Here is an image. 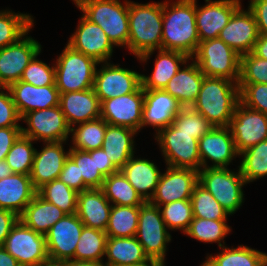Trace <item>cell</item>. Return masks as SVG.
I'll return each mask as SVG.
<instances>
[{
	"mask_svg": "<svg viewBox=\"0 0 267 266\" xmlns=\"http://www.w3.org/2000/svg\"><path fill=\"white\" fill-rule=\"evenodd\" d=\"M129 40L127 48L142 62L162 49L163 2L139 4L128 1Z\"/></svg>",
	"mask_w": 267,
	"mask_h": 266,
	"instance_id": "obj_1",
	"label": "cell"
},
{
	"mask_svg": "<svg viewBox=\"0 0 267 266\" xmlns=\"http://www.w3.org/2000/svg\"><path fill=\"white\" fill-rule=\"evenodd\" d=\"M196 0L163 3L162 49L191 58L200 43L196 26ZM170 6V8H169Z\"/></svg>",
	"mask_w": 267,
	"mask_h": 266,
	"instance_id": "obj_2",
	"label": "cell"
},
{
	"mask_svg": "<svg viewBox=\"0 0 267 266\" xmlns=\"http://www.w3.org/2000/svg\"><path fill=\"white\" fill-rule=\"evenodd\" d=\"M240 102L238 83L225 78L204 77L198 98L191 106L214 127L229 126Z\"/></svg>",
	"mask_w": 267,
	"mask_h": 266,
	"instance_id": "obj_3",
	"label": "cell"
},
{
	"mask_svg": "<svg viewBox=\"0 0 267 266\" xmlns=\"http://www.w3.org/2000/svg\"><path fill=\"white\" fill-rule=\"evenodd\" d=\"M83 15L99 25L113 45L125 46L129 40L128 1L73 0Z\"/></svg>",
	"mask_w": 267,
	"mask_h": 266,
	"instance_id": "obj_4",
	"label": "cell"
},
{
	"mask_svg": "<svg viewBox=\"0 0 267 266\" xmlns=\"http://www.w3.org/2000/svg\"><path fill=\"white\" fill-rule=\"evenodd\" d=\"M97 64L100 63L67 44L54 65L59 94L93 88Z\"/></svg>",
	"mask_w": 267,
	"mask_h": 266,
	"instance_id": "obj_5",
	"label": "cell"
},
{
	"mask_svg": "<svg viewBox=\"0 0 267 266\" xmlns=\"http://www.w3.org/2000/svg\"><path fill=\"white\" fill-rule=\"evenodd\" d=\"M191 59L207 77L239 82L241 56L219 38L200 41Z\"/></svg>",
	"mask_w": 267,
	"mask_h": 266,
	"instance_id": "obj_6",
	"label": "cell"
},
{
	"mask_svg": "<svg viewBox=\"0 0 267 266\" xmlns=\"http://www.w3.org/2000/svg\"><path fill=\"white\" fill-rule=\"evenodd\" d=\"M198 182L231 215L243 203V185L247 184L240 170L233 172L228 168H202L198 172Z\"/></svg>",
	"mask_w": 267,
	"mask_h": 266,
	"instance_id": "obj_7",
	"label": "cell"
},
{
	"mask_svg": "<svg viewBox=\"0 0 267 266\" xmlns=\"http://www.w3.org/2000/svg\"><path fill=\"white\" fill-rule=\"evenodd\" d=\"M158 206L149 201L140 206L136 238L142 245L144 253L151 260L164 263L166 244L171 241Z\"/></svg>",
	"mask_w": 267,
	"mask_h": 266,
	"instance_id": "obj_8",
	"label": "cell"
},
{
	"mask_svg": "<svg viewBox=\"0 0 267 266\" xmlns=\"http://www.w3.org/2000/svg\"><path fill=\"white\" fill-rule=\"evenodd\" d=\"M167 166L201 170L198 140L187 132H178L172 125L156 133Z\"/></svg>",
	"mask_w": 267,
	"mask_h": 266,
	"instance_id": "obj_9",
	"label": "cell"
},
{
	"mask_svg": "<svg viewBox=\"0 0 267 266\" xmlns=\"http://www.w3.org/2000/svg\"><path fill=\"white\" fill-rule=\"evenodd\" d=\"M3 248L20 266H41L48 259L46 236L35 232L21 220L11 229Z\"/></svg>",
	"mask_w": 267,
	"mask_h": 266,
	"instance_id": "obj_10",
	"label": "cell"
},
{
	"mask_svg": "<svg viewBox=\"0 0 267 266\" xmlns=\"http://www.w3.org/2000/svg\"><path fill=\"white\" fill-rule=\"evenodd\" d=\"M21 119L28 125V128H21L22 135L34 141L65 142L71 133V127L59 105L30 111Z\"/></svg>",
	"mask_w": 267,
	"mask_h": 266,
	"instance_id": "obj_11",
	"label": "cell"
},
{
	"mask_svg": "<svg viewBox=\"0 0 267 266\" xmlns=\"http://www.w3.org/2000/svg\"><path fill=\"white\" fill-rule=\"evenodd\" d=\"M228 127L239 154L267 140V114L248 108L241 102L237 105Z\"/></svg>",
	"mask_w": 267,
	"mask_h": 266,
	"instance_id": "obj_12",
	"label": "cell"
},
{
	"mask_svg": "<svg viewBox=\"0 0 267 266\" xmlns=\"http://www.w3.org/2000/svg\"><path fill=\"white\" fill-rule=\"evenodd\" d=\"M144 102V89L140 86L135 92L106 99L100 105V117L109 125L141 129Z\"/></svg>",
	"mask_w": 267,
	"mask_h": 266,
	"instance_id": "obj_13",
	"label": "cell"
},
{
	"mask_svg": "<svg viewBox=\"0 0 267 266\" xmlns=\"http://www.w3.org/2000/svg\"><path fill=\"white\" fill-rule=\"evenodd\" d=\"M41 48L38 41L27 36L0 49V87L20 81L23 71L41 53Z\"/></svg>",
	"mask_w": 267,
	"mask_h": 266,
	"instance_id": "obj_14",
	"label": "cell"
},
{
	"mask_svg": "<svg viewBox=\"0 0 267 266\" xmlns=\"http://www.w3.org/2000/svg\"><path fill=\"white\" fill-rule=\"evenodd\" d=\"M141 86V74L119 65L104 62L96 69L93 89L100 103L106 99L135 92Z\"/></svg>",
	"mask_w": 267,
	"mask_h": 266,
	"instance_id": "obj_15",
	"label": "cell"
},
{
	"mask_svg": "<svg viewBox=\"0 0 267 266\" xmlns=\"http://www.w3.org/2000/svg\"><path fill=\"white\" fill-rule=\"evenodd\" d=\"M83 227L84 224L76 213L66 214L58 220L45 235L48 259L61 261L72 259Z\"/></svg>",
	"mask_w": 267,
	"mask_h": 266,
	"instance_id": "obj_16",
	"label": "cell"
},
{
	"mask_svg": "<svg viewBox=\"0 0 267 266\" xmlns=\"http://www.w3.org/2000/svg\"><path fill=\"white\" fill-rule=\"evenodd\" d=\"M198 183V171L189 168L167 166L161 174L150 203L161 206L179 200H190L193 189Z\"/></svg>",
	"mask_w": 267,
	"mask_h": 266,
	"instance_id": "obj_17",
	"label": "cell"
},
{
	"mask_svg": "<svg viewBox=\"0 0 267 266\" xmlns=\"http://www.w3.org/2000/svg\"><path fill=\"white\" fill-rule=\"evenodd\" d=\"M259 31L251 10L234 11L227 25L220 31L218 38L235 50L240 56L253 51L258 40Z\"/></svg>",
	"mask_w": 267,
	"mask_h": 266,
	"instance_id": "obj_18",
	"label": "cell"
},
{
	"mask_svg": "<svg viewBox=\"0 0 267 266\" xmlns=\"http://www.w3.org/2000/svg\"><path fill=\"white\" fill-rule=\"evenodd\" d=\"M198 148L203 168H227V165L239 155L230 129L226 127H214L209 133L204 134L198 140ZM207 159L213 165H207Z\"/></svg>",
	"mask_w": 267,
	"mask_h": 266,
	"instance_id": "obj_19",
	"label": "cell"
},
{
	"mask_svg": "<svg viewBox=\"0 0 267 266\" xmlns=\"http://www.w3.org/2000/svg\"><path fill=\"white\" fill-rule=\"evenodd\" d=\"M67 44L98 63L107 62L111 58L114 46L103 29L84 15Z\"/></svg>",
	"mask_w": 267,
	"mask_h": 266,
	"instance_id": "obj_20",
	"label": "cell"
},
{
	"mask_svg": "<svg viewBox=\"0 0 267 266\" xmlns=\"http://www.w3.org/2000/svg\"><path fill=\"white\" fill-rule=\"evenodd\" d=\"M205 6L196 4V26L199 40L218 38L234 11L241 5L240 0H205Z\"/></svg>",
	"mask_w": 267,
	"mask_h": 266,
	"instance_id": "obj_21",
	"label": "cell"
},
{
	"mask_svg": "<svg viewBox=\"0 0 267 266\" xmlns=\"http://www.w3.org/2000/svg\"><path fill=\"white\" fill-rule=\"evenodd\" d=\"M8 89L21 118L30 111L59 105L60 94L55 85L38 87L18 81L11 84Z\"/></svg>",
	"mask_w": 267,
	"mask_h": 266,
	"instance_id": "obj_22",
	"label": "cell"
},
{
	"mask_svg": "<svg viewBox=\"0 0 267 266\" xmlns=\"http://www.w3.org/2000/svg\"><path fill=\"white\" fill-rule=\"evenodd\" d=\"M182 106L165 90L144 89L141 128L150 125L157 132L172 124Z\"/></svg>",
	"mask_w": 267,
	"mask_h": 266,
	"instance_id": "obj_23",
	"label": "cell"
},
{
	"mask_svg": "<svg viewBox=\"0 0 267 266\" xmlns=\"http://www.w3.org/2000/svg\"><path fill=\"white\" fill-rule=\"evenodd\" d=\"M63 143V141L45 142L41 152L35 150L30 178L36 190L58 179L69 156V151L64 152Z\"/></svg>",
	"mask_w": 267,
	"mask_h": 266,
	"instance_id": "obj_24",
	"label": "cell"
},
{
	"mask_svg": "<svg viewBox=\"0 0 267 266\" xmlns=\"http://www.w3.org/2000/svg\"><path fill=\"white\" fill-rule=\"evenodd\" d=\"M100 105L93 88L61 93L59 96V106L71 128L76 124L99 118Z\"/></svg>",
	"mask_w": 267,
	"mask_h": 266,
	"instance_id": "obj_25",
	"label": "cell"
},
{
	"mask_svg": "<svg viewBox=\"0 0 267 266\" xmlns=\"http://www.w3.org/2000/svg\"><path fill=\"white\" fill-rule=\"evenodd\" d=\"M37 190L30 175L12 173L0 180V208L20 216L26 206L33 200Z\"/></svg>",
	"mask_w": 267,
	"mask_h": 266,
	"instance_id": "obj_26",
	"label": "cell"
},
{
	"mask_svg": "<svg viewBox=\"0 0 267 266\" xmlns=\"http://www.w3.org/2000/svg\"><path fill=\"white\" fill-rule=\"evenodd\" d=\"M111 206L101 188L78 192L77 216L84 226L106 231Z\"/></svg>",
	"mask_w": 267,
	"mask_h": 266,
	"instance_id": "obj_27",
	"label": "cell"
},
{
	"mask_svg": "<svg viewBox=\"0 0 267 266\" xmlns=\"http://www.w3.org/2000/svg\"><path fill=\"white\" fill-rule=\"evenodd\" d=\"M134 158L132 156L120 171L142 199L145 202L150 201L155 193L162 173L153 162L147 159Z\"/></svg>",
	"mask_w": 267,
	"mask_h": 266,
	"instance_id": "obj_28",
	"label": "cell"
},
{
	"mask_svg": "<svg viewBox=\"0 0 267 266\" xmlns=\"http://www.w3.org/2000/svg\"><path fill=\"white\" fill-rule=\"evenodd\" d=\"M205 75L193 61L179 69L168 81L164 90L172 95L182 107H191L197 100Z\"/></svg>",
	"mask_w": 267,
	"mask_h": 266,
	"instance_id": "obj_29",
	"label": "cell"
},
{
	"mask_svg": "<svg viewBox=\"0 0 267 266\" xmlns=\"http://www.w3.org/2000/svg\"><path fill=\"white\" fill-rule=\"evenodd\" d=\"M152 75L141 74V86L143 89L161 90L167 86L168 81L177 73L181 66L191 58L179 51L158 50Z\"/></svg>",
	"mask_w": 267,
	"mask_h": 266,
	"instance_id": "obj_30",
	"label": "cell"
},
{
	"mask_svg": "<svg viewBox=\"0 0 267 266\" xmlns=\"http://www.w3.org/2000/svg\"><path fill=\"white\" fill-rule=\"evenodd\" d=\"M105 266H137L150 259L136 237H107Z\"/></svg>",
	"mask_w": 267,
	"mask_h": 266,
	"instance_id": "obj_31",
	"label": "cell"
},
{
	"mask_svg": "<svg viewBox=\"0 0 267 266\" xmlns=\"http://www.w3.org/2000/svg\"><path fill=\"white\" fill-rule=\"evenodd\" d=\"M136 134L128 127L107 125L102 148L118 170L134 156L133 137Z\"/></svg>",
	"mask_w": 267,
	"mask_h": 266,
	"instance_id": "obj_32",
	"label": "cell"
},
{
	"mask_svg": "<svg viewBox=\"0 0 267 266\" xmlns=\"http://www.w3.org/2000/svg\"><path fill=\"white\" fill-rule=\"evenodd\" d=\"M65 215L66 213L56 205L36 194L19 216V220L35 232L46 235L50 228Z\"/></svg>",
	"mask_w": 267,
	"mask_h": 266,
	"instance_id": "obj_33",
	"label": "cell"
},
{
	"mask_svg": "<svg viewBox=\"0 0 267 266\" xmlns=\"http://www.w3.org/2000/svg\"><path fill=\"white\" fill-rule=\"evenodd\" d=\"M223 252L207 256L202 266H267V254L247 246L222 247Z\"/></svg>",
	"mask_w": 267,
	"mask_h": 266,
	"instance_id": "obj_34",
	"label": "cell"
},
{
	"mask_svg": "<svg viewBox=\"0 0 267 266\" xmlns=\"http://www.w3.org/2000/svg\"><path fill=\"white\" fill-rule=\"evenodd\" d=\"M101 190L111 205L141 206L145 202L120 170L105 177Z\"/></svg>",
	"mask_w": 267,
	"mask_h": 266,
	"instance_id": "obj_35",
	"label": "cell"
},
{
	"mask_svg": "<svg viewBox=\"0 0 267 266\" xmlns=\"http://www.w3.org/2000/svg\"><path fill=\"white\" fill-rule=\"evenodd\" d=\"M140 206L112 205L106 227L107 237H135Z\"/></svg>",
	"mask_w": 267,
	"mask_h": 266,
	"instance_id": "obj_36",
	"label": "cell"
},
{
	"mask_svg": "<svg viewBox=\"0 0 267 266\" xmlns=\"http://www.w3.org/2000/svg\"><path fill=\"white\" fill-rule=\"evenodd\" d=\"M106 240L105 231L84 226L72 259L104 263Z\"/></svg>",
	"mask_w": 267,
	"mask_h": 266,
	"instance_id": "obj_37",
	"label": "cell"
},
{
	"mask_svg": "<svg viewBox=\"0 0 267 266\" xmlns=\"http://www.w3.org/2000/svg\"><path fill=\"white\" fill-rule=\"evenodd\" d=\"M108 123L101 117L79 123L78 128H71L73 146L71 148L91 151L102 148Z\"/></svg>",
	"mask_w": 267,
	"mask_h": 266,
	"instance_id": "obj_38",
	"label": "cell"
},
{
	"mask_svg": "<svg viewBox=\"0 0 267 266\" xmlns=\"http://www.w3.org/2000/svg\"><path fill=\"white\" fill-rule=\"evenodd\" d=\"M32 26L33 18L29 14L0 11V49L25 37Z\"/></svg>",
	"mask_w": 267,
	"mask_h": 266,
	"instance_id": "obj_39",
	"label": "cell"
},
{
	"mask_svg": "<svg viewBox=\"0 0 267 266\" xmlns=\"http://www.w3.org/2000/svg\"><path fill=\"white\" fill-rule=\"evenodd\" d=\"M44 200L56 205L66 214L77 213L78 192L55 179L37 190Z\"/></svg>",
	"mask_w": 267,
	"mask_h": 266,
	"instance_id": "obj_40",
	"label": "cell"
},
{
	"mask_svg": "<svg viewBox=\"0 0 267 266\" xmlns=\"http://www.w3.org/2000/svg\"><path fill=\"white\" fill-rule=\"evenodd\" d=\"M242 161L239 167L246 183L267 175V140L241 152Z\"/></svg>",
	"mask_w": 267,
	"mask_h": 266,
	"instance_id": "obj_41",
	"label": "cell"
},
{
	"mask_svg": "<svg viewBox=\"0 0 267 266\" xmlns=\"http://www.w3.org/2000/svg\"><path fill=\"white\" fill-rule=\"evenodd\" d=\"M226 221L227 220H209L194 217L185 234L204 243H218V246L222 248L225 244L223 239L231 231Z\"/></svg>",
	"mask_w": 267,
	"mask_h": 266,
	"instance_id": "obj_42",
	"label": "cell"
},
{
	"mask_svg": "<svg viewBox=\"0 0 267 266\" xmlns=\"http://www.w3.org/2000/svg\"><path fill=\"white\" fill-rule=\"evenodd\" d=\"M193 216L209 220H227L230 215L220 203L199 182L193 189L190 198Z\"/></svg>",
	"mask_w": 267,
	"mask_h": 266,
	"instance_id": "obj_43",
	"label": "cell"
},
{
	"mask_svg": "<svg viewBox=\"0 0 267 266\" xmlns=\"http://www.w3.org/2000/svg\"><path fill=\"white\" fill-rule=\"evenodd\" d=\"M33 141L21 134L14 142L5 158L13 173L30 175L36 150L32 145Z\"/></svg>",
	"mask_w": 267,
	"mask_h": 266,
	"instance_id": "obj_44",
	"label": "cell"
},
{
	"mask_svg": "<svg viewBox=\"0 0 267 266\" xmlns=\"http://www.w3.org/2000/svg\"><path fill=\"white\" fill-rule=\"evenodd\" d=\"M69 156L77 164L80 177H83V182L89 189L102 187L105 177L97 168L96 149L82 151L70 147Z\"/></svg>",
	"mask_w": 267,
	"mask_h": 266,
	"instance_id": "obj_45",
	"label": "cell"
},
{
	"mask_svg": "<svg viewBox=\"0 0 267 266\" xmlns=\"http://www.w3.org/2000/svg\"><path fill=\"white\" fill-rule=\"evenodd\" d=\"M178 132H187L199 140L209 133L214 126L192 107H182L171 124Z\"/></svg>",
	"mask_w": 267,
	"mask_h": 266,
	"instance_id": "obj_46",
	"label": "cell"
},
{
	"mask_svg": "<svg viewBox=\"0 0 267 266\" xmlns=\"http://www.w3.org/2000/svg\"><path fill=\"white\" fill-rule=\"evenodd\" d=\"M162 206H158V208L167 228L171 230L180 229L185 233L194 218L191 201L179 200Z\"/></svg>",
	"mask_w": 267,
	"mask_h": 266,
	"instance_id": "obj_47",
	"label": "cell"
},
{
	"mask_svg": "<svg viewBox=\"0 0 267 266\" xmlns=\"http://www.w3.org/2000/svg\"><path fill=\"white\" fill-rule=\"evenodd\" d=\"M238 83L267 84V60L255 56L252 52L241 55Z\"/></svg>",
	"mask_w": 267,
	"mask_h": 266,
	"instance_id": "obj_48",
	"label": "cell"
},
{
	"mask_svg": "<svg viewBox=\"0 0 267 266\" xmlns=\"http://www.w3.org/2000/svg\"><path fill=\"white\" fill-rule=\"evenodd\" d=\"M36 55L23 71L20 81L42 87L55 85V66H48L37 59Z\"/></svg>",
	"mask_w": 267,
	"mask_h": 266,
	"instance_id": "obj_49",
	"label": "cell"
},
{
	"mask_svg": "<svg viewBox=\"0 0 267 266\" xmlns=\"http://www.w3.org/2000/svg\"><path fill=\"white\" fill-rule=\"evenodd\" d=\"M240 102L248 108L267 114V84L238 83Z\"/></svg>",
	"mask_w": 267,
	"mask_h": 266,
	"instance_id": "obj_50",
	"label": "cell"
},
{
	"mask_svg": "<svg viewBox=\"0 0 267 266\" xmlns=\"http://www.w3.org/2000/svg\"><path fill=\"white\" fill-rule=\"evenodd\" d=\"M0 89V128L22 127L17 123L22 119L13 102L8 87H1ZM3 89L7 91L5 92Z\"/></svg>",
	"mask_w": 267,
	"mask_h": 266,
	"instance_id": "obj_51",
	"label": "cell"
},
{
	"mask_svg": "<svg viewBox=\"0 0 267 266\" xmlns=\"http://www.w3.org/2000/svg\"><path fill=\"white\" fill-rule=\"evenodd\" d=\"M58 179L77 192L89 189L80 177V172L74 160L68 156Z\"/></svg>",
	"mask_w": 267,
	"mask_h": 266,
	"instance_id": "obj_52",
	"label": "cell"
},
{
	"mask_svg": "<svg viewBox=\"0 0 267 266\" xmlns=\"http://www.w3.org/2000/svg\"><path fill=\"white\" fill-rule=\"evenodd\" d=\"M248 8L255 17L259 35L267 36V0H251Z\"/></svg>",
	"mask_w": 267,
	"mask_h": 266,
	"instance_id": "obj_53",
	"label": "cell"
},
{
	"mask_svg": "<svg viewBox=\"0 0 267 266\" xmlns=\"http://www.w3.org/2000/svg\"><path fill=\"white\" fill-rule=\"evenodd\" d=\"M22 127L0 128V161L6 158L14 142L22 134Z\"/></svg>",
	"mask_w": 267,
	"mask_h": 266,
	"instance_id": "obj_54",
	"label": "cell"
},
{
	"mask_svg": "<svg viewBox=\"0 0 267 266\" xmlns=\"http://www.w3.org/2000/svg\"><path fill=\"white\" fill-rule=\"evenodd\" d=\"M18 220L19 216L17 214L0 208V246H3L6 237Z\"/></svg>",
	"mask_w": 267,
	"mask_h": 266,
	"instance_id": "obj_55",
	"label": "cell"
},
{
	"mask_svg": "<svg viewBox=\"0 0 267 266\" xmlns=\"http://www.w3.org/2000/svg\"><path fill=\"white\" fill-rule=\"evenodd\" d=\"M96 163L98 170L107 177L119 170L112 164L103 148L96 149Z\"/></svg>",
	"mask_w": 267,
	"mask_h": 266,
	"instance_id": "obj_56",
	"label": "cell"
},
{
	"mask_svg": "<svg viewBox=\"0 0 267 266\" xmlns=\"http://www.w3.org/2000/svg\"><path fill=\"white\" fill-rule=\"evenodd\" d=\"M252 53L259 58L267 60V36L259 35Z\"/></svg>",
	"mask_w": 267,
	"mask_h": 266,
	"instance_id": "obj_57",
	"label": "cell"
},
{
	"mask_svg": "<svg viewBox=\"0 0 267 266\" xmlns=\"http://www.w3.org/2000/svg\"><path fill=\"white\" fill-rule=\"evenodd\" d=\"M0 266H20L18 261L0 246Z\"/></svg>",
	"mask_w": 267,
	"mask_h": 266,
	"instance_id": "obj_58",
	"label": "cell"
},
{
	"mask_svg": "<svg viewBox=\"0 0 267 266\" xmlns=\"http://www.w3.org/2000/svg\"><path fill=\"white\" fill-rule=\"evenodd\" d=\"M66 266H105L104 263L89 262V261H77V260H66Z\"/></svg>",
	"mask_w": 267,
	"mask_h": 266,
	"instance_id": "obj_59",
	"label": "cell"
},
{
	"mask_svg": "<svg viewBox=\"0 0 267 266\" xmlns=\"http://www.w3.org/2000/svg\"><path fill=\"white\" fill-rule=\"evenodd\" d=\"M13 172L10 169L8 163L4 160L0 161V180L11 175Z\"/></svg>",
	"mask_w": 267,
	"mask_h": 266,
	"instance_id": "obj_60",
	"label": "cell"
},
{
	"mask_svg": "<svg viewBox=\"0 0 267 266\" xmlns=\"http://www.w3.org/2000/svg\"><path fill=\"white\" fill-rule=\"evenodd\" d=\"M41 266H66V260H51L47 259Z\"/></svg>",
	"mask_w": 267,
	"mask_h": 266,
	"instance_id": "obj_61",
	"label": "cell"
},
{
	"mask_svg": "<svg viewBox=\"0 0 267 266\" xmlns=\"http://www.w3.org/2000/svg\"><path fill=\"white\" fill-rule=\"evenodd\" d=\"M137 266H165L162 263L155 261V260H149L147 263L137 265Z\"/></svg>",
	"mask_w": 267,
	"mask_h": 266,
	"instance_id": "obj_62",
	"label": "cell"
}]
</instances>
